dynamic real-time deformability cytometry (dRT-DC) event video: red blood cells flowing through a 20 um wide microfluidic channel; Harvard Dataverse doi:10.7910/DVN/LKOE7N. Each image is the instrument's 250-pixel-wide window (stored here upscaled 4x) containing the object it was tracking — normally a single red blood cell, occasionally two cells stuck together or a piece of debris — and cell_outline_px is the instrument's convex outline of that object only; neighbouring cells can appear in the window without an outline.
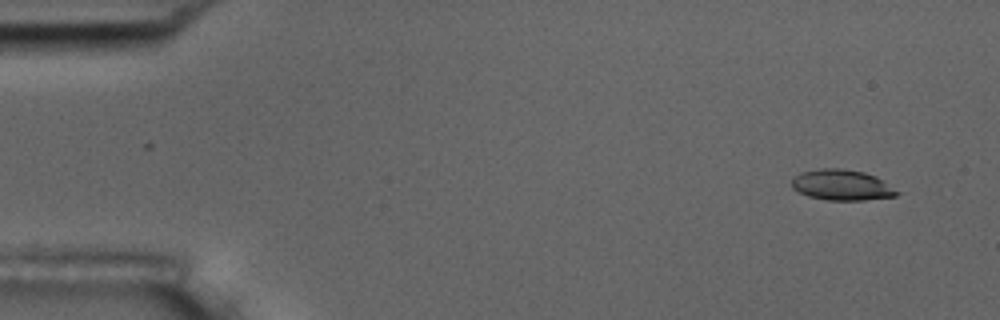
{"species": "common noctule bat (a hibernating species)", "species_latin": "Nyctalus noctula", "temperature_condition": "room temperature", "stored_images_in_passage": 2, "camera_frame_rate_fps": 3000, "um_per_image_px": 0.085, "animal": {"sex": "male", "body_mass_g": 17.5, "forearm_length_mm": 52.3}, "frame": {"image": 1, "passage_image": 2, "time_ms": 1.333, "image_size_px": [1000, 320], "cell_outline_px": [[900, 192], [896, 196], [864, 200], [828, 200], [808, 196], [792, 188], [792, 176], [800, 172], [820, 168], [844, 168], [864, 172], [876, 176], [884, 180]], "centroid_in_image_um": [71.56, 15.71], "position_along_channel_um": 13.4, "area_um2": 19.02}}